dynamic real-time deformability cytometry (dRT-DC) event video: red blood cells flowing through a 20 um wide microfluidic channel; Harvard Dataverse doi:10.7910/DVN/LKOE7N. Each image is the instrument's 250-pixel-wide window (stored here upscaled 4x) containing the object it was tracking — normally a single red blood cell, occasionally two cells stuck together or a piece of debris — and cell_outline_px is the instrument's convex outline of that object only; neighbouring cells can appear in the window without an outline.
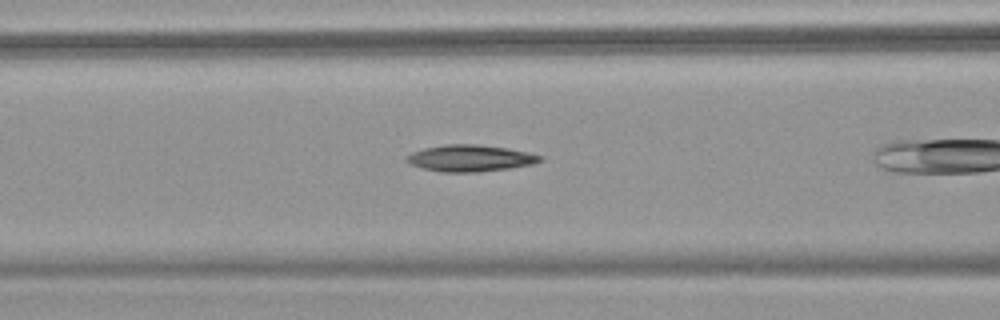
{"species": "common noctule bat (a hibernating species)", "species_latin": "Nyctalus noctula", "temperature_condition": "warm", "stored_images_in_passage": 26, "camera_frame_rate_fps": 3000, "um_per_image_px": 0.085, "animal": {"sex": "female", "body_mass_g": 18.4}, "frame": {"image": 1, "passage_image": 5, "time_ms": 1.333, "image_size_px": [1000, 320], "cell_outline_px": [[544, 160], [532, 164], [508, 168], [476, 172], [440, 172], [420, 168], [404, 160], [404, 156], [412, 152], [424, 148], [444, 144], [476, 144], [508, 148], [544, 156]], "centroid_in_image_um": [39.93, 13.44], "position_along_channel_um": 126.7, "area_um2": 20.81}}
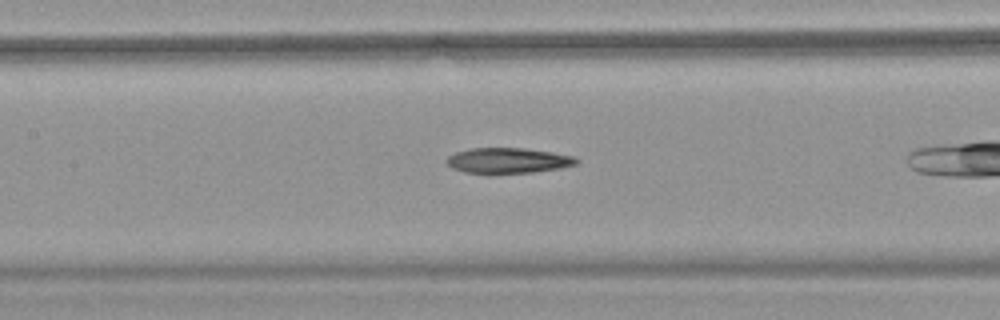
{"frame": {"image": 2, "passage_image": 8, "time_ms": 2.333, "image_size_px": [1000, 320], "cell_outline_px": [[580, 160], [576, 164], [560, 168], [532, 172], [464, 172], [452, 168], [444, 160], [448, 156], [456, 152], [472, 148], [524, 148], [552, 152], [572, 156]], "centroid_in_image_um": [43.17, 13.63], "position_along_channel_um": 164.2, "area_um2": 18.84}}